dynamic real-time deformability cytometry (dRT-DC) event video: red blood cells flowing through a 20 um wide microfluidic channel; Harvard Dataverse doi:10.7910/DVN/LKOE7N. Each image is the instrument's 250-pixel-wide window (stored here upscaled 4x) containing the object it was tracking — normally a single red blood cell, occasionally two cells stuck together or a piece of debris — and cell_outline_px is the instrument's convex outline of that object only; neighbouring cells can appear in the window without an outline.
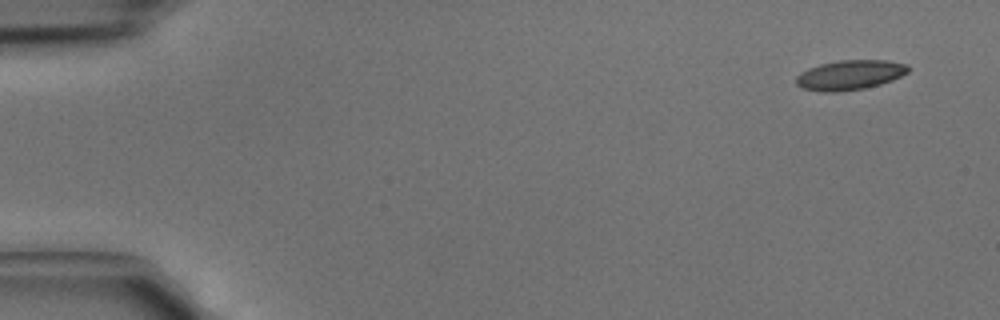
{"species": "common noctule bat (a hibernating species)", "species_latin": "Nyctalus noctula", "temperature_condition": "cold", "stored_images_in_passage": 5, "camera_frame_rate_fps": 3000, "um_per_image_px": 0.085, "animal": {"sex": "male", "body_mass_g": 15.6}, "frame": {"image": 1, "passage_image": 1, "time_ms": 0.0, "image_size_px": [1000, 320], "cell_outline_px": [[908, 72], [892, 80], [880, 84], [864, 88], [836, 92], [820, 92], [804, 88], [796, 84], [796, 76], [800, 72], [808, 68], [820, 64], [840, 60], [884, 60], [908, 64]], "centroid_in_image_um": [72.21, 6.37], "position_along_channel_um": 12.8, "area_um2": 19.36}}
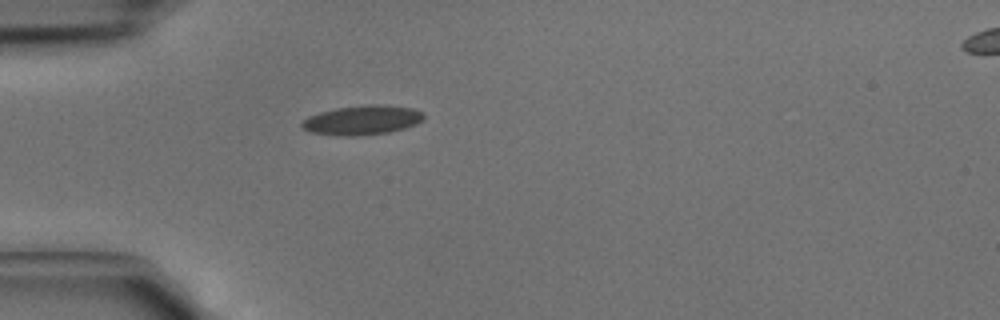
{"frame": {"image": 2, "passage_image": 4, "time_ms": 1.0, "image_size_px": [1000, 320], "cell_outline_px": [[424, 120], [416, 124], [404, 128], [388, 132], [360, 136], [340, 136], [312, 132], [304, 128], [300, 124], [308, 116], [320, 112], [336, 108], [368, 104], [384, 104], [412, 108], [424, 112]], "centroid_in_image_um": [30.83, 10.2], "position_along_channel_um": 54.2, "area_um2": 20.98}}